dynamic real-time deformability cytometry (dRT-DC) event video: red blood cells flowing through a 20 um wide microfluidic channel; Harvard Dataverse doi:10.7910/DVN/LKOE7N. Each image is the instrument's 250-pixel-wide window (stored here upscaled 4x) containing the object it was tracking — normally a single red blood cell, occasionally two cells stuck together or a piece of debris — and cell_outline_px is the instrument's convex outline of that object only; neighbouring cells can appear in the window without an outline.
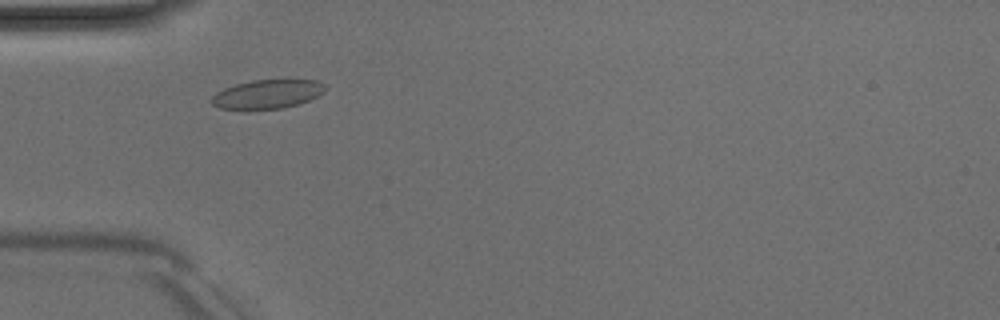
{"species": "Egyptian fruit bat (a non-hibernating species)", "species_latin": "Rousettus aegyptiacus", "temperature_condition": "room temperature", "stored_images_in_passage": 43, "camera_frame_rate_fps": 3000, "um_per_image_px": 0.085, "animal": {"sex": "male"}, "frame": {"image": 1, "passage_image": 8, "time_ms": 2.333, "image_size_px": [1000, 320], "cell_outline_px": [[328, 88], [324, 92], [300, 104], [284, 108], [244, 112], [220, 108], [212, 104], [212, 96], [216, 92], [224, 88], [236, 84], [252, 80], [316, 80], [324, 84]], "centroid_in_image_um": [22.69, 8.04], "position_along_channel_um": 62.3, "area_um2": 19.77}}
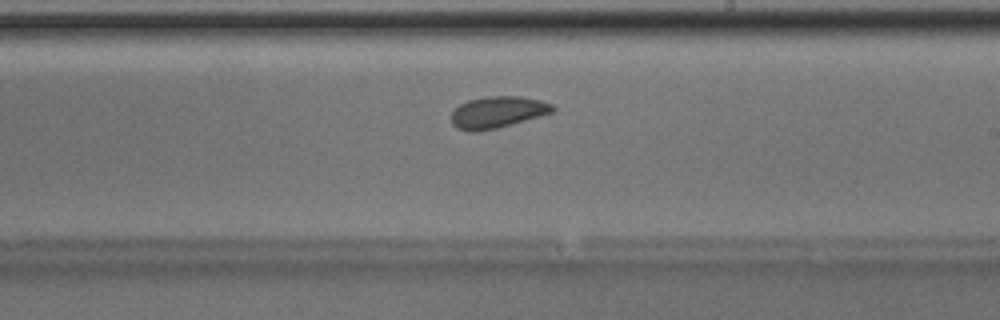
{"frame": {"image": 2, "passage_image": 22, "time_ms": 7.0, "image_size_px": [1000, 320], "cell_outline_px": [[556, 108], [552, 112], [512, 124], [496, 128], [476, 132], [468, 132], [456, 128], [452, 124], [452, 112], [460, 104], [468, 100], [488, 96], [520, 96], [540, 100], [552, 104]], "centroid_in_image_um": [42.27, 9.54], "position_along_channel_um": 246.7, "area_um2": 18.61}}
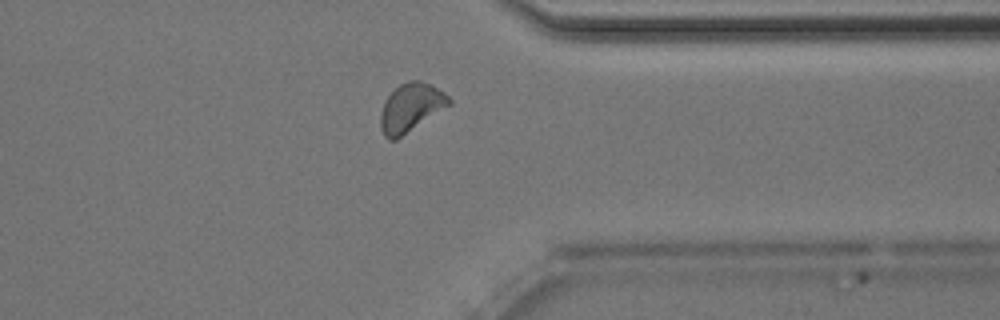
{"frame": {"image": 3, "passage_image": 32, "time_ms": 10.333, "image_size_px": [1000, 320], "cell_outline_px": [[452, 104], [396, 140], [388, 140], [384, 136], [380, 128], [380, 116], [384, 100], [400, 84], [408, 80], [420, 80], [432, 84], [444, 92], [452, 100]], "centroid_in_image_um": [34.93, 9.14], "position_along_channel_um": 376.5, "area_um2": 19.54}, "authors_computed_cell_mechanics": {"area_um2": 18.5538, "velocity_mm_per_s": 4.0088, "shape_relaxation_time_tau1_ms": null, "shape_relaxation_time_tau2_ms": 2.571, "deformation_change_tau1": null, "deformation_change_tau2": 0.0708}}